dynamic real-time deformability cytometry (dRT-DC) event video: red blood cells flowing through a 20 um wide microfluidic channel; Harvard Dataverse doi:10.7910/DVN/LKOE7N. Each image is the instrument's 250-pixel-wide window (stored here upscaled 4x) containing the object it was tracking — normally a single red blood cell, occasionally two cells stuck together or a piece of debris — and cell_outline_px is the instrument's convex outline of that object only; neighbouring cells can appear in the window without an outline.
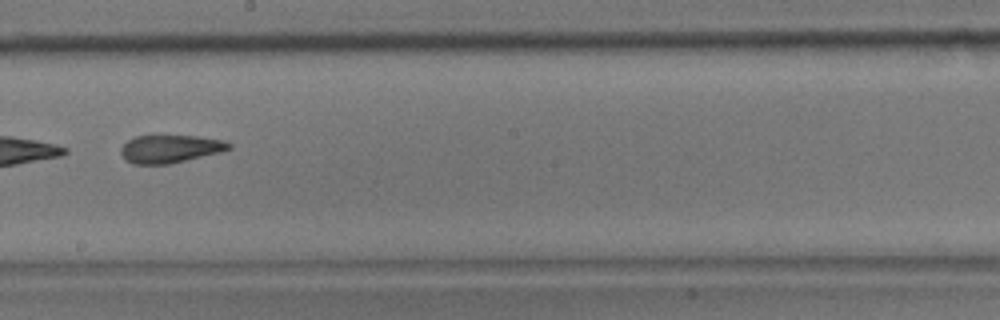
{"species": "common noctule bat (a hibernating species)", "species_latin": "Nyctalus noctula", "temperature_condition": "room temperature", "stored_images_in_passage": 9, "camera_frame_rate_fps": 3000, "um_per_image_px": 0.085, "animal": {"sex": "male", "body_mass_g": 17.9}, "frame": {"image": 1, "passage_image": 8, "time_ms": 2.333, "image_size_px": [1000, 320], "cell_outline_px": [[232, 148], [220, 152], [168, 164], [132, 164], [124, 160], [120, 152], [120, 148], [128, 140], [136, 136], [196, 136], [224, 140], [232, 144]], "centroid_in_image_um": [14.44, 12.65], "position_along_channel_um": 233.8, "area_um2": 17.51}}
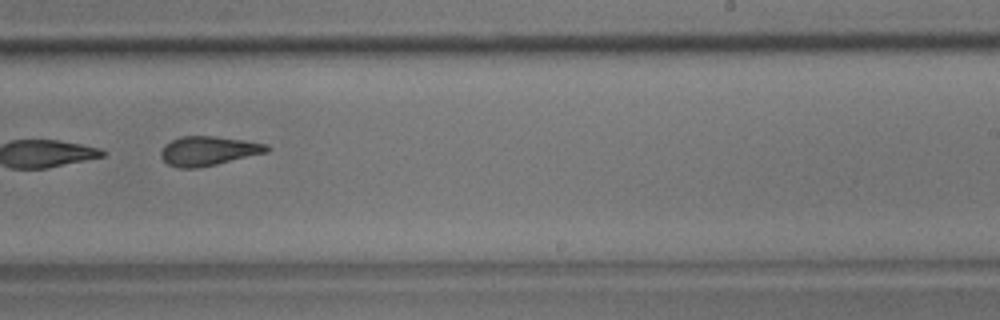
{"frame": {"image": 2, "passage_image": 9, "time_ms": 2.667, "image_size_px": [1000, 320], "cell_outline_px": [[272, 148], [268, 152], [216, 164], [196, 168], [180, 168], [168, 164], [160, 156], [160, 152], [164, 144], [180, 136], [216, 136], [244, 140], [268, 144]], "centroid_in_image_um": [17.72, 12.81], "position_along_channel_um": 271.3, "area_um2": 18.15}}